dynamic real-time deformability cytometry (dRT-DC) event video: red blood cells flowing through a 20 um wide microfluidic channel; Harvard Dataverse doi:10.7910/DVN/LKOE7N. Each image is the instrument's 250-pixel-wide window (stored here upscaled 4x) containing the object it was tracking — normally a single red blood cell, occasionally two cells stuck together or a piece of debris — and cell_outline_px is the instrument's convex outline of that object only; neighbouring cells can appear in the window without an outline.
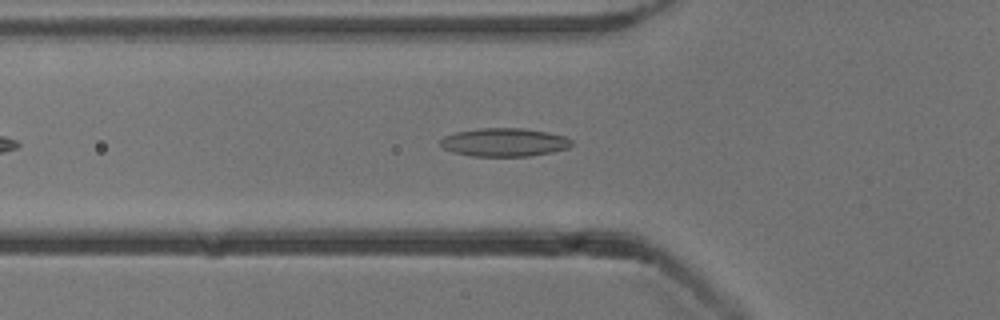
{"species": "common noctule bat (a hibernating species)", "species_latin": "Nyctalus noctula", "temperature_condition": "cold", "stored_images_in_passage": 28, "camera_frame_rate_fps": 3000, "um_per_image_px": 0.085, "animal": {"sex": "male", "body_mass_g": 13.3}, "frame": {"image": 1, "passage_image": 10, "time_ms": 3.0, "image_size_px": [1000, 320], "cell_outline_px": [[572, 144], [568, 148], [552, 152], [528, 156], [472, 156], [456, 152], [444, 148], [440, 144], [440, 140], [444, 136], [456, 132], [476, 128], [524, 128], [548, 132], [564, 136], [572, 140]], "centroid_in_image_um": [42.88, 12.08], "position_along_channel_um": 82.9, "area_um2": 21.62}}
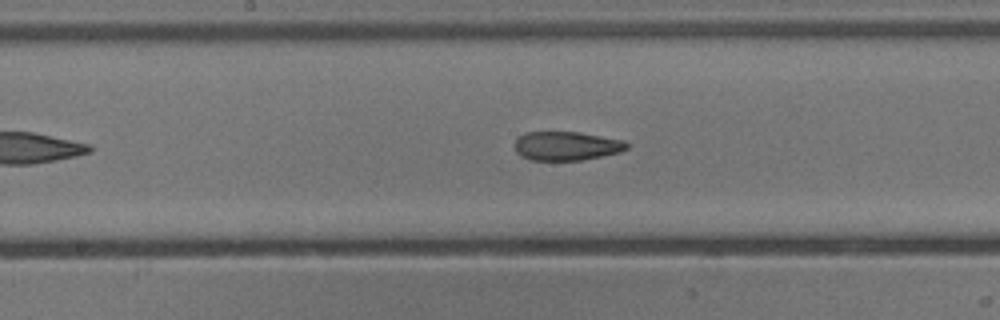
{"frame": {"image": 2, "passage_image": 19, "time_ms": 6.0, "image_size_px": [1000, 320], "cell_outline_px": [[628, 148], [620, 152], [584, 160], [532, 160], [516, 152], [516, 140], [524, 132], [580, 132], [624, 140], [628, 144]], "centroid_in_image_um": [48.19, 12.4], "position_along_channel_um": 200.0, "area_um2": 18.79}}
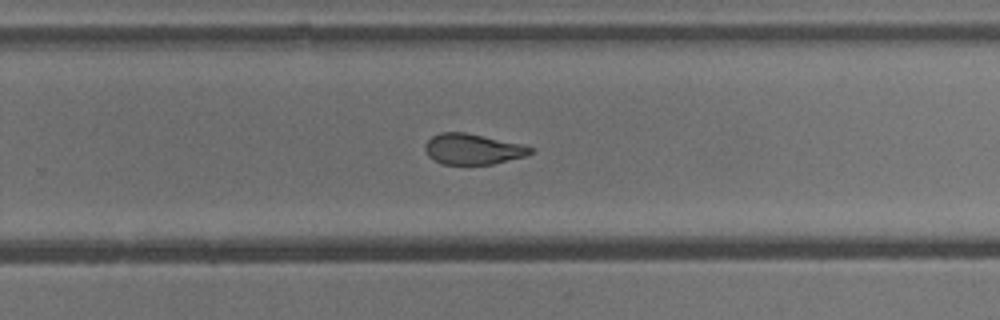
{"frame": {"image": 3, "passage_image": 26, "time_ms": 8.333, "image_size_px": [1000, 320], "cell_outline_px": [[532, 152], [524, 156], [492, 164], [444, 164], [428, 156], [424, 148], [424, 144], [432, 136], [440, 132], [464, 132], [520, 144], [532, 148]], "centroid_in_image_um": [40.12, 12.67], "position_along_channel_um": 289.7, "area_um2": 18.44}}